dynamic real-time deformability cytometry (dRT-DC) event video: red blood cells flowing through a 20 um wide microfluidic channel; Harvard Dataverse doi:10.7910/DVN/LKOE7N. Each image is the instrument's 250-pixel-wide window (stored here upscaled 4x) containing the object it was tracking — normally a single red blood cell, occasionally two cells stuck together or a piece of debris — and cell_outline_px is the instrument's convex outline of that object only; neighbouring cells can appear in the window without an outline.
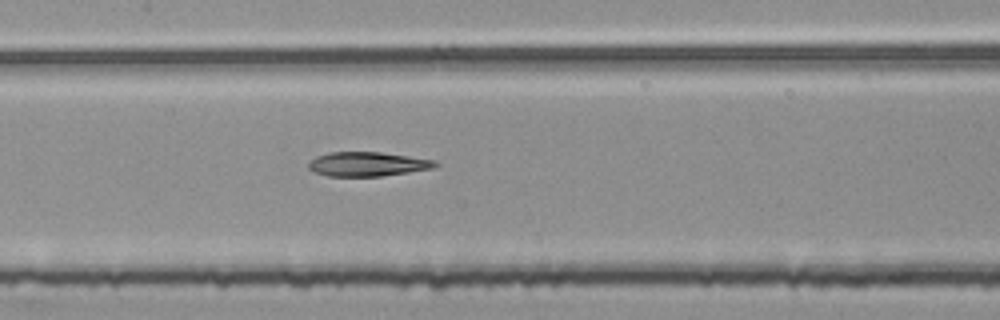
{"species": "common noctule bat (a hibernating species)", "species_latin": "Nyctalus noctula", "temperature_condition": "room temperature", "stored_images_in_passage": 54, "segment_of_instrument_passage": [2, 2], "camera_frame_rate_fps": 3000, "um_per_image_px": 0.085, "animal": {"sex": "female", "body_mass_g": 25.1}, "frame": {"image": 1, "passage_image": 26, "time_ms": 8.333, "image_size_px": [1000, 320], "cell_outline_px": [[440, 164], [432, 168], [408, 172], [380, 176], [328, 176], [316, 172], [308, 168], [308, 164], [316, 156], [328, 152], [380, 152], [436, 160]], "centroid_in_image_um": [31.24, 13.94], "position_along_channel_um": 176.2, "area_um2": 17.8}}
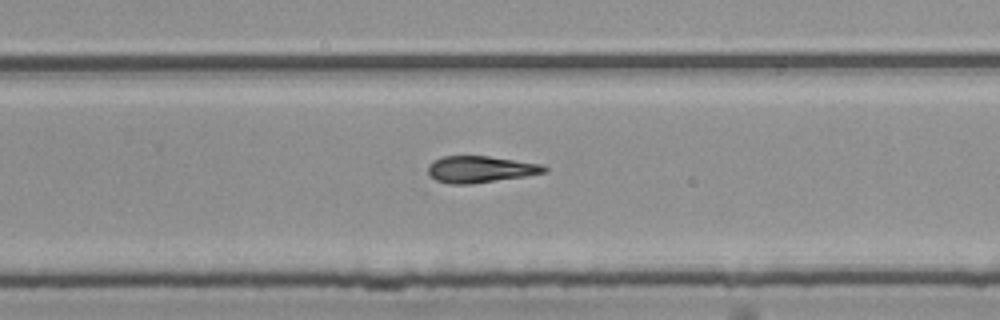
{"frame": {"image": 2, "passage_image": 35, "time_ms": 11.333, "image_size_px": [1000, 320], "cell_outline_px": [[548, 172], [528, 176], [468, 184], [448, 184], [436, 180], [428, 172], [428, 164], [432, 160], [440, 156], [488, 156], [540, 164], [548, 168]], "centroid_in_image_um": [40.81, 14.39], "position_along_channel_um": 289.0, "area_um2": 18.09}}
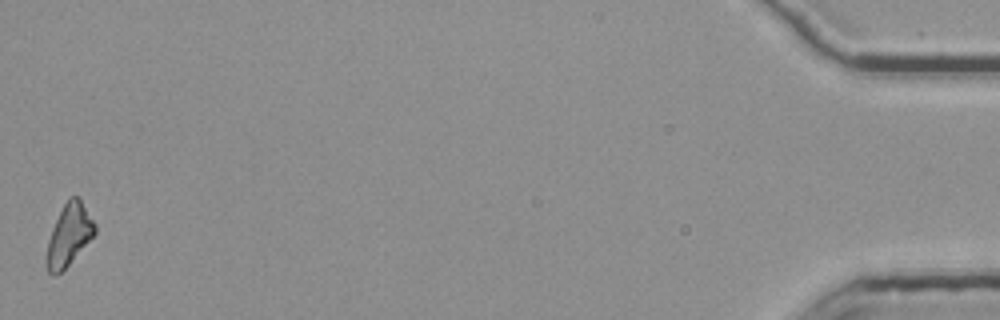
{"frame": {"image": 3, "passage_image": 54, "time_ms": 17.667, "image_size_px": [1000, 320], "cell_outline_px": [[96, 232], [68, 264], [60, 272], [52, 276], [48, 272], [44, 260], [44, 256], [48, 240], [52, 228], [68, 196], [80, 196], [96, 224]], "centroid_in_image_um": [5.84, 19.94], "position_along_channel_um": 429.4, "area_um2": 17.4}}